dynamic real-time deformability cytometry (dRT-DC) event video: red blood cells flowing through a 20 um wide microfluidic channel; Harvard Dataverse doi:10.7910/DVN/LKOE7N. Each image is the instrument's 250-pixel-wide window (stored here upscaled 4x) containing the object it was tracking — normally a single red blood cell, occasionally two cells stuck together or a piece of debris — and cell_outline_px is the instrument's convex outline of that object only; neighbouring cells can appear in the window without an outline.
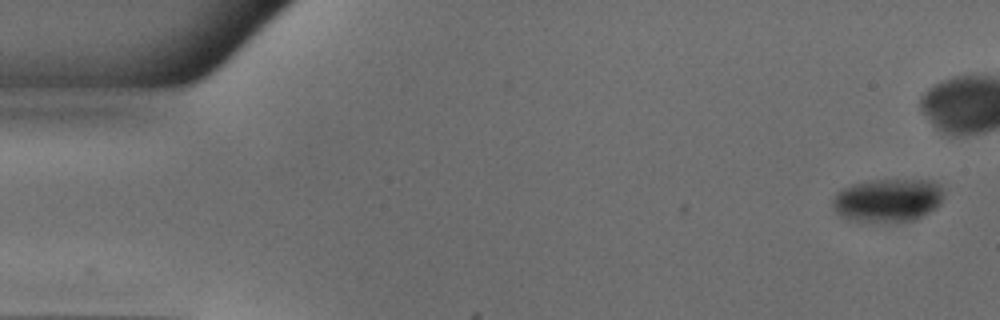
{"species": "common noctule bat (a hibernating species)", "species_latin": "Nyctalus noctula", "temperature_condition": "warm", "stored_images_in_passage": 39, "camera_frame_rate_fps": 3000, "um_per_image_px": 0.085, "animal": {"sex": "male", "body_mass_g": 18.8}, "frame": {"image": 1, "passage_image": 1, "time_ms": 0.0, "image_size_px": [1000, 320], "cell_outline_px": [[940, 204], [936, 208], [912, 220], [852, 220], [840, 216], [836, 212], [832, 204], [832, 200], [836, 192], [852, 184], [868, 180], [928, 180], [936, 184], [940, 188]], "centroid_in_image_um": [75.39, 16.99], "position_along_channel_um": 9.6, "area_um2": 27.17}}
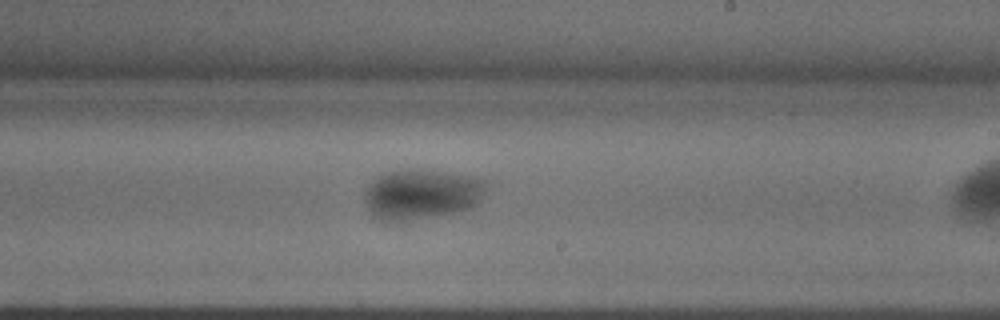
{"frame": {"image": 2, "passage_image": 29, "time_ms": 9.333, "image_size_px": [1000, 320], "cell_outline_px": [[484, 188], [476, 204], [472, 208], [436, 216], [400, 220], [380, 220], [372, 216], [364, 192], [368, 184], [380, 176], [388, 172], [432, 172], [460, 176], [484, 180]], "centroid_in_image_um": [35.78, 16.57], "position_along_channel_um": 253.2, "area_um2": 33.47}}
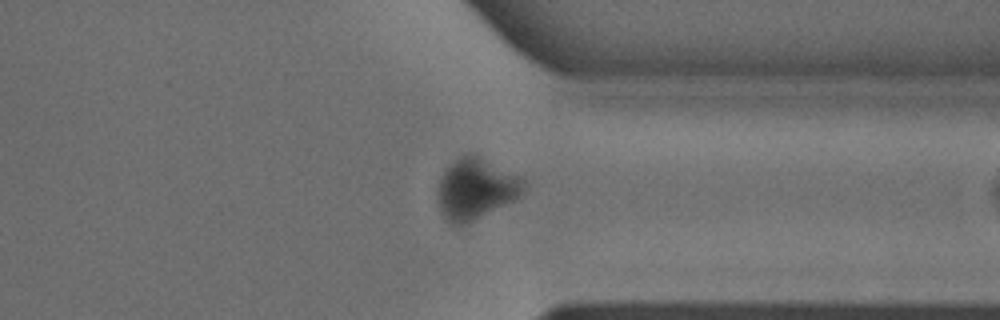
{"frame": {"image": 3, "passage_image": 38, "time_ms": 12.333, "image_size_px": [1000, 320], "cell_outline_px": [[528, 184], [524, 192], [516, 200], [456, 228], [444, 220], [436, 196], [436, 192], [440, 176], [448, 164], [460, 156], [480, 156], [520, 176]], "centroid_in_image_um": [40.43, 16.08], "position_along_channel_um": 371.0, "area_um2": 31.04}}